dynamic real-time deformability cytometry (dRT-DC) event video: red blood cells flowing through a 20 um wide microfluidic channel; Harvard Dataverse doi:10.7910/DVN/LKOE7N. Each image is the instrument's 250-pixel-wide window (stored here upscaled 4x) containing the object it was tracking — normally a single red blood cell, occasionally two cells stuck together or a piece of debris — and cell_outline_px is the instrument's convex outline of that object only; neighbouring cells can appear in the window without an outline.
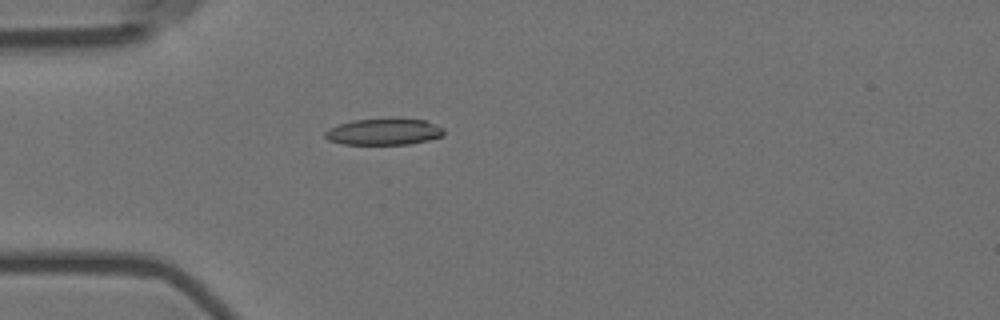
{"species": "Egyptian fruit bat (a non-hibernating species)", "species_latin": "Rousettus aegyptiacus", "temperature_condition": "room temperature", "stored_images_in_passage": 3, "camera_frame_rate_fps": 3000, "um_per_image_px": 0.085, "animal": {"sex": "female"}, "frame": {"image": 1, "passage_image": 2, "time_ms": 0.333, "image_size_px": [1000, 320], "cell_outline_px": [[444, 136], [428, 140], [408, 144], [344, 144], [328, 140], [324, 136], [324, 132], [328, 128], [352, 120], [392, 116], [400, 116], [424, 120], [444, 128]], "centroid_in_image_um": [32.65, 11.15], "position_along_channel_um": 52.4, "area_um2": 19.02}}